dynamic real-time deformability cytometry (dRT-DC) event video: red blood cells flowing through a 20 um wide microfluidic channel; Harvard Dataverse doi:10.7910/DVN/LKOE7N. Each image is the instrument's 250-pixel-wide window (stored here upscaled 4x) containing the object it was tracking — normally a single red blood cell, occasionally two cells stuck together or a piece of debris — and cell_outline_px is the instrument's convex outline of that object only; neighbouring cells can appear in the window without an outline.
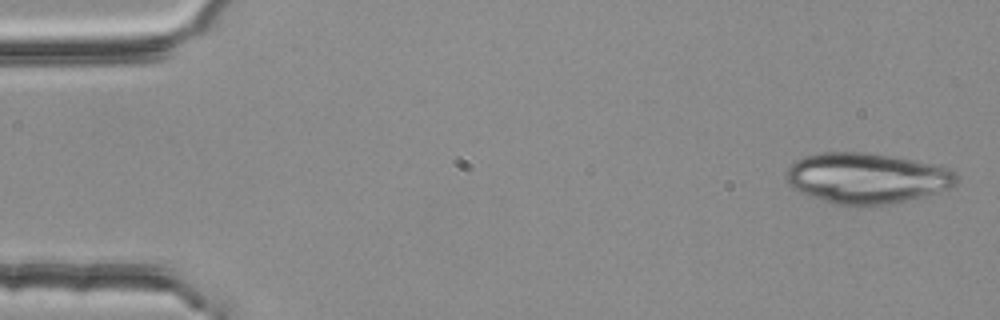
{"species": "common noctule bat (a hibernating species)", "species_latin": "Nyctalus noctula", "temperature_condition": "room temperature", "stored_images_in_passage": 5, "camera_frame_rate_fps": 3000, "um_per_image_px": 0.085, "animal": {"sex": "female", "body_mass_g": 25.1}, "frame": {"image": 1, "passage_image": 1, "time_ms": 0.0, "image_size_px": [1000, 320], "cell_outline_px": [[960, 180], [952, 188], [924, 196], [888, 204], [832, 204], [792, 188], [788, 184], [784, 172], [796, 160], [804, 156], [820, 152], [864, 152], [908, 160], [948, 168], [956, 172], [960, 176]], "centroid_in_image_um": [73.66, 15.14], "position_along_channel_um": 11.3, "area_um2": 49.71}}